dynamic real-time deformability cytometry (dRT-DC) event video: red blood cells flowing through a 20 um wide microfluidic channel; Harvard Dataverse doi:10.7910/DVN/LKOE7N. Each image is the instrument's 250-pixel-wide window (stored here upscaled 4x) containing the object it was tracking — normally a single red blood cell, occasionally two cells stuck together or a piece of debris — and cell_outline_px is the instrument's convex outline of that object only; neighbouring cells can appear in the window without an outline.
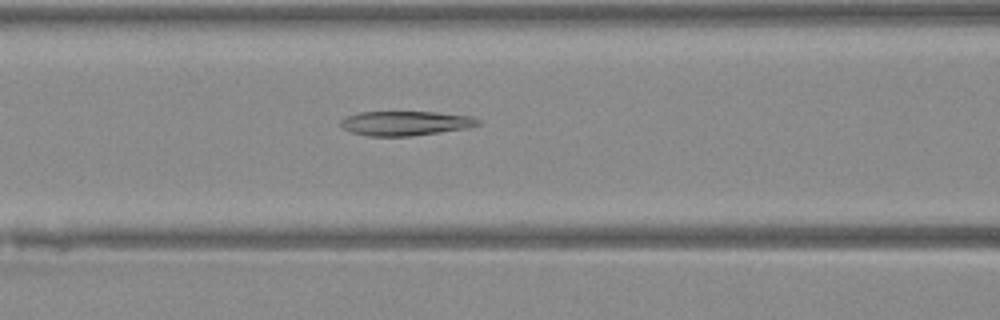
{"species": "Egyptian fruit bat (a non-hibernating species)", "species_latin": "Rousettus aegyptiacus", "temperature_condition": "warm", "stored_images_in_passage": 31, "camera_frame_rate_fps": 3000, "um_per_image_px": 0.085, "animal": {"sex": "female"}, "frame": {"image": 1, "passage_image": 7, "time_ms": 2.0, "image_size_px": [1000, 320], "cell_outline_px": [[480, 124], [468, 128], [408, 136], [368, 136], [352, 132], [344, 128], [340, 124], [340, 120], [348, 116], [360, 112], [436, 112], [472, 116], [480, 120]], "centroid_in_image_um": [34.48, 10.47], "position_along_channel_um": 132.1, "area_um2": 19.42}}
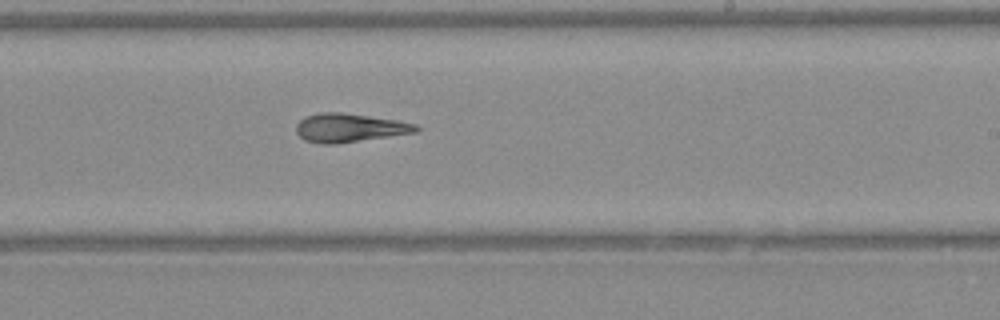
{"frame": {"image": 2, "passage_image": 16, "time_ms": 5.0, "image_size_px": [1000, 320], "cell_outline_px": [[420, 128], [416, 132], [336, 144], [320, 144], [304, 140], [296, 132], [296, 124], [304, 116], [320, 112], [340, 112], [396, 120], [416, 124]], "centroid_in_image_um": [29.65, 10.86], "position_along_channel_um": 259.3, "area_um2": 19.94}}
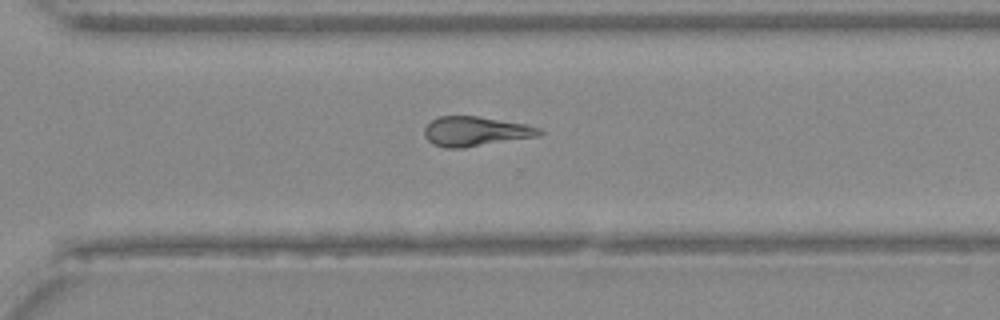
{"frame": {"image": 3, "passage_image": 21, "time_ms": 6.667, "image_size_px": [1000, 320], "cell_outline_px": [[544, 132], [540, 136], [464, 148], [444, 148], [432, 144], [424, 136], [424, 128], [432, 120], [440, 116], [476, 116], [524, 124], [540, 128]], "centroid_in_image_um": [40.41, 11.18], "position_along_channel_um": 330.2, "area_um2": 19.88}}